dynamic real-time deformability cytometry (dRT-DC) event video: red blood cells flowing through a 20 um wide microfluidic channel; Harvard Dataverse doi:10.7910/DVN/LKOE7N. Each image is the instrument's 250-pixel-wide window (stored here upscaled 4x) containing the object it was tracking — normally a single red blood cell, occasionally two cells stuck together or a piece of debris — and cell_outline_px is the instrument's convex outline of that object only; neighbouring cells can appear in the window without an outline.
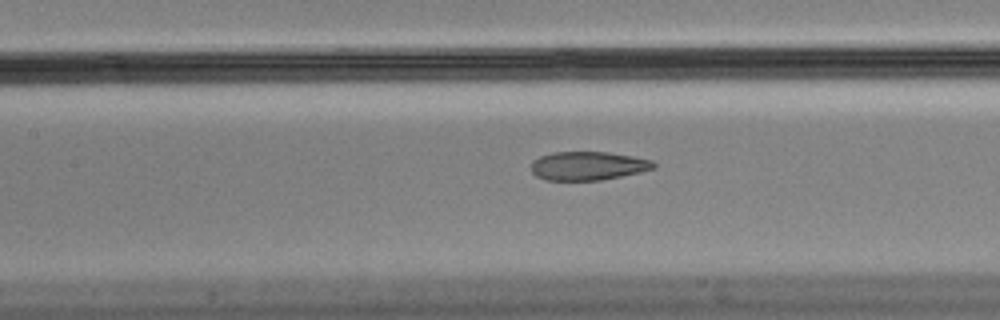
{"species": "Egyptian fruit bat (a non-hibernating species)", "species_latin": "Rousettus aegyptiacus", "temperature_condition": "cold", "stored_images_in_passage": 5, "camera_frame_rate_fps": 3000, "um_per_image_px": 0.085, "animal": {"sex": "male"}, "frame": {"image": 1, "passage_image": 5, "time_ms": 1.333, "image_size_px": [1000, 320], "cell_outline_px": [[656, 168], [640, 172], [600, 180], [544, 180], [536, 176], [532, 172], [532, 160], [540, 156], [552, 152], [608, 152], [632, 156], [652, 160], [656, 164]], "centroid_in_image_um": [49.97, 14.09], "position_along_channel_um": 157.4, "area_um2": 20.46}}